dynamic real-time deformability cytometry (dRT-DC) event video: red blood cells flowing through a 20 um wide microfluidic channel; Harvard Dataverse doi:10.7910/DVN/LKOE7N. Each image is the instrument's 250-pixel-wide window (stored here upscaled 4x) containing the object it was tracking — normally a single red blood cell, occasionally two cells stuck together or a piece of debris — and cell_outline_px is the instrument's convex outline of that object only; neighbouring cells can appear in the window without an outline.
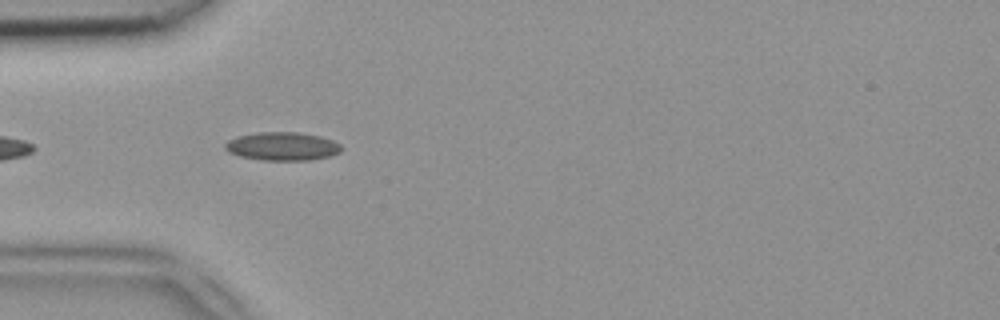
{"species": "common noctule bat (a hibernating species)", "species_latin": "Nyctalus noctula", "temperature_condition": "room temperature", "stored_images_in_passage": 7, "camera_frame_rate_fps": 3000, "um_per_image_px": 0.085, "animal": {"sex": "female", "body_mass_g": 18.4}, "frame": {"image": 1, "passage_image": 3, "time_ms": 0.667, "image_size_px": [1000, 320], "cell_outline_px": [[340, 152], [328, 156], [308, 160], [264, 160], [240, 156], [228, 152], [224, 148], [224, 144], [228, 140], [236, 136], [256, 132], [300, 132], [320, 136], [332, 140], [340, 144]], "centroid_in_image_um": [23.95, 12.42], "position_along_channel_um": 61.0, "area_um2": 19.19}}